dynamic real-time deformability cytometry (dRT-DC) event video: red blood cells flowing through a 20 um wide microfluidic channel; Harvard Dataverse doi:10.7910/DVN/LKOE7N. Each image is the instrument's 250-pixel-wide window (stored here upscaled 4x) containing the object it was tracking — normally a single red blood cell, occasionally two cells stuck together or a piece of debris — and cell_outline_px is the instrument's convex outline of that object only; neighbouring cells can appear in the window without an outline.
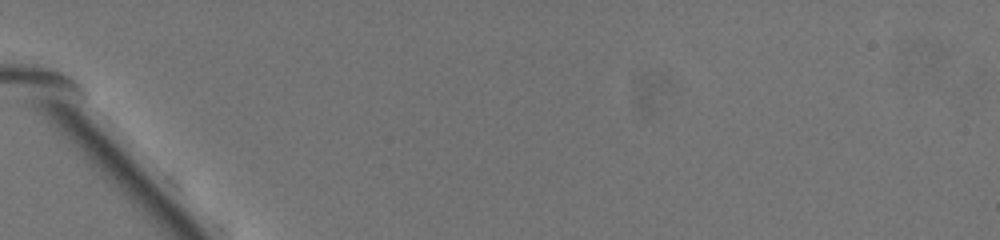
{"species": "common noctule bat (a hibernating species)", "species_latin": "Nyctalus noctula", "temperature_condition": "warm", "stored_images_in_passage": 1, "camera_frame_rate_fps": 3000, "um_per_image_px": 0.085, "animal": {"sex": "female", "body_mass_g": 19.5, "forearm_length_mm": 54.1}, "frame": {"image": 1, "passage_image": 1, "time_ms": 0.0, "image_size_px": [1000, 240], "cell_outline_px": [[276, 160], [256, 160], [244, 148], [232, 132], [232, 112], [236, 104], [252, 112], [272, 140]], "centroid_in_image_um": [21.42, 11.44], "position_along_channel_um": 63.6, "area_um2": 10.46}}